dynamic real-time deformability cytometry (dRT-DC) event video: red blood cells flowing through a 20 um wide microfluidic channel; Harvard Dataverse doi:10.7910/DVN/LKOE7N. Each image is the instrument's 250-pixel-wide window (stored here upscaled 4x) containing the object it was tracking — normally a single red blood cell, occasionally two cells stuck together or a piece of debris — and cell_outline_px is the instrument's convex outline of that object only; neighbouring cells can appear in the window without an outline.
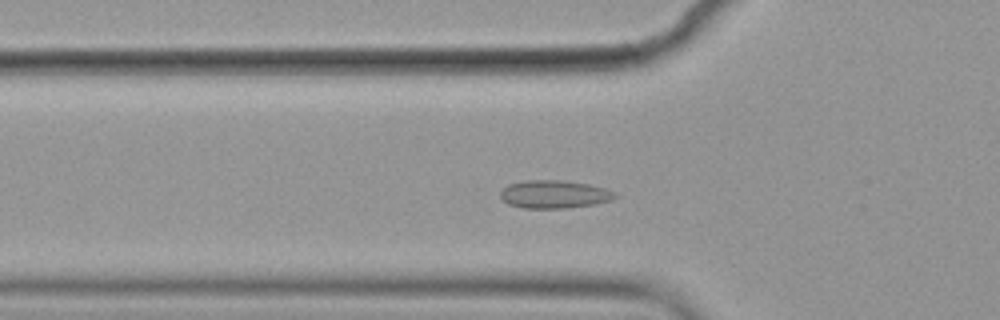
{"species": "common noctule bat (a hibernating species)", "species_latin": "Nyctalus noctula", "temperature_condition": "cold", "stored_images_in_passage": 55, "camera_frame_rate_fps": 3000, "um_per_image_px": 0.085, "animal": {"sex": "female", "body_mass_g": 19.9}, "frame": {"image": 1, "passage_image": 16, "time_ms": 5.0, "image_size_px": [1000, 320], "cell_outline_px": [[616, 196], [608, 200], [596, 204], [568, 208], [524, 208], [508, 204], [500, 196], [500, 192], [508, 184], [524, 180], [560, 180], [588, 184], [604, 188], [616, 192]], "centroid_in_image_um": [47.08, 16.51], "position_along_channel_um": 78.7, "area_um2": 18.61}}
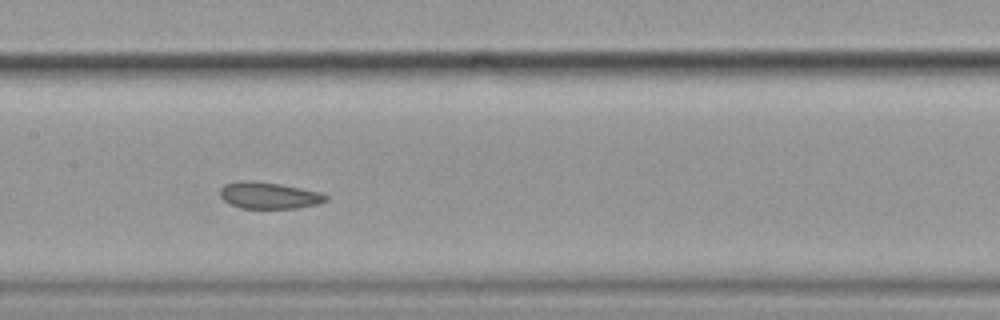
{"frame": {"image": 2, "passage_image": 25, "time_ms": 8.0, "image_size_px": [1000, 320], "cell_outline_px": [[328, 200], [316, 204], [296, 208], [240, 208], [228, 204], [220, 196], [220, 188], [224, 184], [236, 180], [252, 180], [280, 184], [324, 192], [328, 196]], "centroid_in_image_um": [22.84, 16.59], "position_along_channel_um": 184.6, "area_um2": 16.7}}
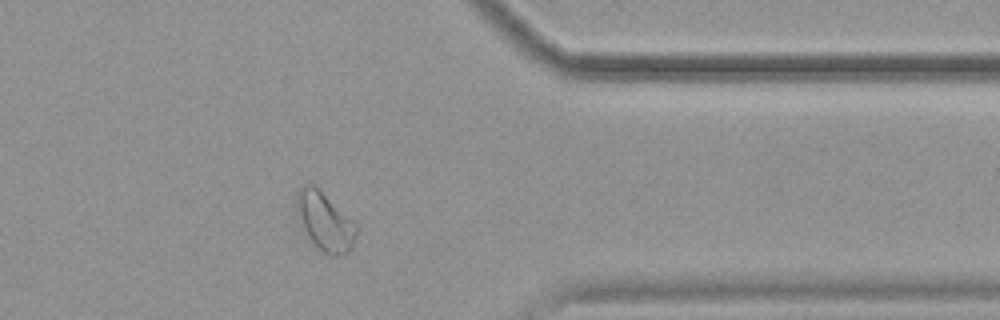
{"frame": {"image": 3, "passage_image": 43, "time_ms": 14.0, "image_size_px": [1000, 320], "cell_outline_px": [[356, 236], [352, 248], [348, 252], [336, 256], [332, 256], [324, 252], [300, 228], [296, 216], [296, 192], [304, 184], [316, 184], [356, 224]], "centroid_in_image_um": [27.57, 18.78], "position_along_channel_um": 383.8, "area_um2": 20.58}}